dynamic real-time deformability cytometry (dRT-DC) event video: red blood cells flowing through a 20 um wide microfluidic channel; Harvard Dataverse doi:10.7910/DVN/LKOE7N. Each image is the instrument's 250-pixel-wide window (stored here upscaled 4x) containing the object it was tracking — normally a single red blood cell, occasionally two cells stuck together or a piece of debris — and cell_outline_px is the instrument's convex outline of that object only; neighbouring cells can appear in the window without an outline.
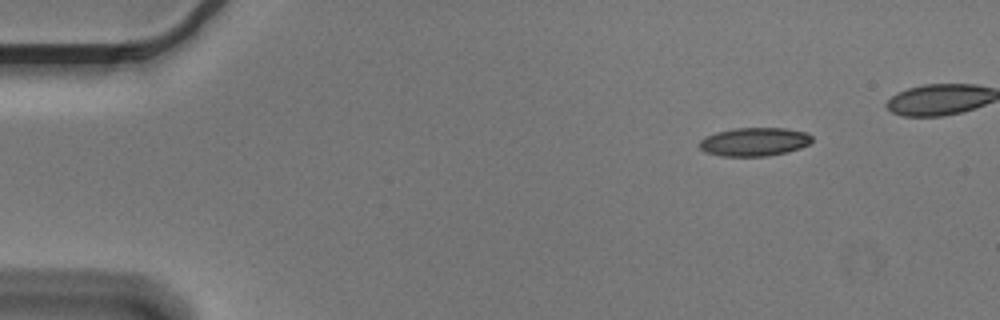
{"species": "Egyptian fruit bat (a non-hibernating species)", "species_latin": "Rousettus aegyptiacus", "temperature_condition": "cold", "stored_images_in_passage": 4, "camera_frame_rate_fps": 3000, "um_per_image_px": 0.085, "animal": {"sex": "male"}, "frame": {"image": 1, "passage_image": 1, "time_ms": 0.0, "image_size_px": [1000, 320], "cell_outline_px": [[812, 140], [808, 144], [800, 148], [788, 152], [768, 156], [720, 156], [704, 152], [696, 144], [700, 140], [716, 132], [736, 128], [784, 128], [808, 132], [812, 136]], "centroid_in_image_um": [64.11, 12.06], "position_along_channel_um": 20.9, "area_um2": 18.84}}